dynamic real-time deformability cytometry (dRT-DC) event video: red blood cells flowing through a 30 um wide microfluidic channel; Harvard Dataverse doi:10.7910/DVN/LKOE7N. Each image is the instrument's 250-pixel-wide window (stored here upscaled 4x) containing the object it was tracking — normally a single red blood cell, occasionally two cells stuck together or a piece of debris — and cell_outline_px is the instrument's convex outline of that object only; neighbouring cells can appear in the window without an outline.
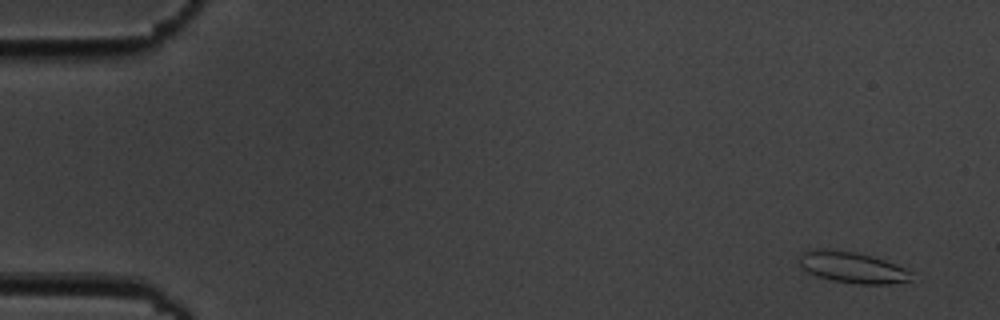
{"species": "common noctule bat (a hibernating species)", "species_latin": "Nyctalus noctula", "temperature_condition": "cold", "stored_images_in_passage": 5, "segment_of_instrument_passage": [1, 2], "camera_frame_rate_fps": 3000, "um_per_image_px": 0.085, "animal": {"sex": "male", "body_mass_g": 19.5, "forearm_length_mm": 54.6}, "frame": {"image": 1, "passage_image": 1, "time_ms": 0.0, "image_size_px": [1000, 320], "cell_outline_px": [[912, 280], [888, 284], [860, 284], [832, 280], [816, 276], [800, 268], [800, 256], [804, 248], [824, 248], [856, 252], [872, 256], [896, 264], [904, 268], [908, 272]], "centroid_in_image_um": [72.35, 22.7], "position_along_channel_um": 12.6, "area_um2": 20.46}}